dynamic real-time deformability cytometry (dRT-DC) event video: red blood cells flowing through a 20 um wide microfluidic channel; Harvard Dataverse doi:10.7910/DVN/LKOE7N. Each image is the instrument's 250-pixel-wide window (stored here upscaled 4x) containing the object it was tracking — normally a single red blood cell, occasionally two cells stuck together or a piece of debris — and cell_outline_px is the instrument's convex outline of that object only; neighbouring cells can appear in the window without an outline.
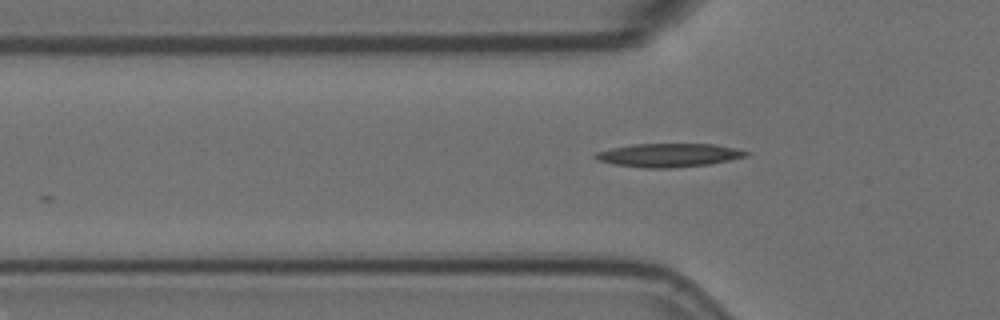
{"species": "Egyptian fruit bat (a non-hibernating species)", "species_latin": "Rousettus aegyptiacus", "temperature_condition": "room temperature", "stored_images_in_passage": 3, "camera_frame_rate_fps": 3000, "um_per_image_px": 0.085, "animal": {"sex": "female"}, "frame": {"image": 1, "passage_image": 3, "time_ms": 0.667, "image_size_px": [1000, 320], "cell_outline_px": [[748, 156], [708, 164], [672, 168], [644, 168], [612, 164], [596, 160], [592, 156], [596, 152], [612, 148], [632, 144], [712, 144], [736, 148], [748, 152]], "centroid_in_image_um": [56.79, 13.19], "position_along_channel_um": 69.0, "area_um2": 20.63}}